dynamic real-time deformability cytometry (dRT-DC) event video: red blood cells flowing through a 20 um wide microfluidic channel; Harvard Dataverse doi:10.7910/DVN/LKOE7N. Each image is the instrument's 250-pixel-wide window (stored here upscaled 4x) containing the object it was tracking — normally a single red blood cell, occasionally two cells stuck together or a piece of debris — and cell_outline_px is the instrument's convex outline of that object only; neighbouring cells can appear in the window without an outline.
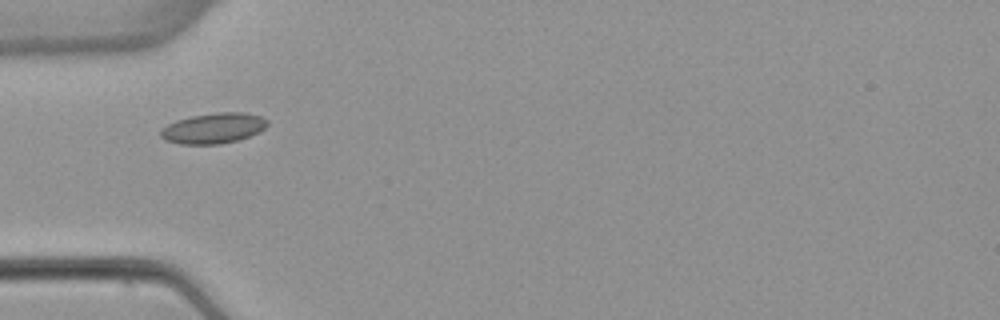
{"species": "common noctule bat (a hibernating species)", "species_latin": "Nyctalus noctula", "temperature_condition": "warm", "stored_images_in_passage": 5, "camera_frame_rate_fps": 3000, "um_per_image_px": 0.085, "animal": {"sex": "female", "body_mass_g": 22.7, "forearm_length_mm": 54.2}, "frame": {"image": 1, "passage_image": 2, "time_ms": 2.333, "image_size_px": [1000, 320], "cell_outline_px": [[268, 124], [260, 132], [236, 140], [220, 144], [180, 144], [164, 140], [160, 136], [160, 132], [168, 124], [176, 120], [192, 116], [216, 112], [244, 112], [260, 116], [268, 120]], "centroid_in_image_um": [18.14, 10.89], "position_along_channel_um": 66.9, "area_um2": 18.9}}
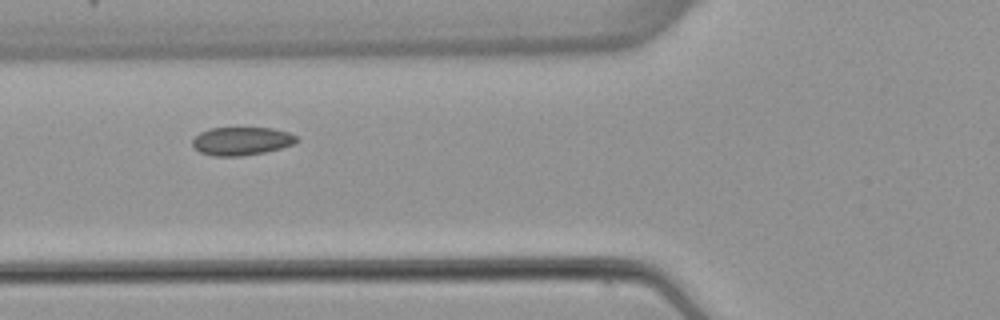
{"frame": {"image": 2, "passage_image": 3, "time_ms": 3.333, "image_size_px": [1000, 320], "cell_outline_px": [[300, 140], [292, 144], [280, 148], [264, 152], [240, 156], [216, 156], [200, 152], [192, 144], [192, 140], [200, 132], [208, 128], [272, 128], [288, 132], [296, 136]], "centroid_in_image_um": [20.53, 11.98], "position_along_channel_um": 105.3, "area_um2": 16.99}}
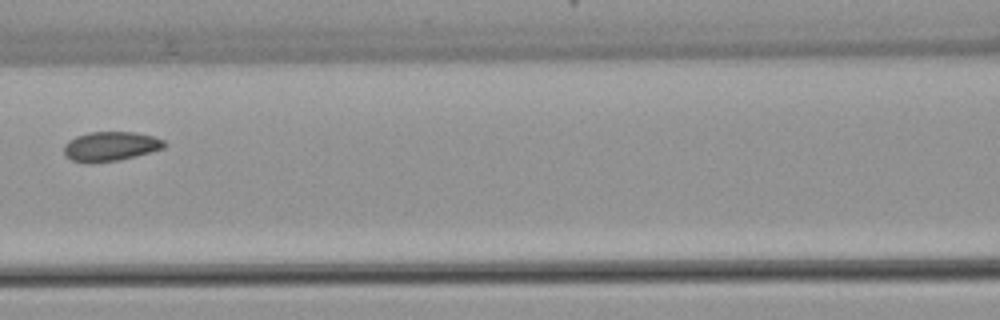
{"frame": {"image": 3, "passage_image": 4, "time_ms": 4.667, "image_size_px": [1000, 320], "cell_outline_px": [[168, 144], [164, 148], [136, 156], [120, 160], [92, 164], [88, 164], [72, 160], [64, 156], [64, 144], [68, 140], [76, 136], [88, 132], [136, 132], [152, 136], [164, 140]], "centroid_in_image_um": [9.37, 12.45], "position_along_channel_um": 157.2, "area_um2": 17.57}}